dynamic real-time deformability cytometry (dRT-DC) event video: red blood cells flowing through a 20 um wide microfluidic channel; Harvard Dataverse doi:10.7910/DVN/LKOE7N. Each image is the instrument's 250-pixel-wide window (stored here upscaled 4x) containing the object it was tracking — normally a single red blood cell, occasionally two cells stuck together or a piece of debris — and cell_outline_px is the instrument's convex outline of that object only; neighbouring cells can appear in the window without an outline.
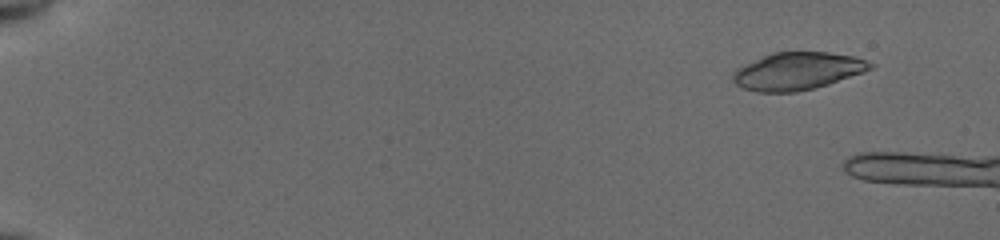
{"species": "common noctule bat (a hibernating species)", "species_latin": "Nyctalus noctula", "temperature_condition": "cold", "stored_images_in_passage": 17, "camera_frame_rate_fps": 3000, "um_per_image_px": 0.085, "animal": {"sex": "female", "body_mass_g": 19.5, "forearm_length_mm": 54.1}, "frame": {"image": 1, "passage_image": 6, "time_ms": 1.667, "image_size_px": [1000, 240], "cell_outline_px": [[876, 64], [872, 68], [864, 72], [828, 84], [796, 92], [756, 92], [744, 88], [736, 84], [732, 80], [732, 76], [736, 68], [772, 52], [828, 52], [852, 56]], "centroid_in_image_um": [67.77, 6.04], "position_along_channel_um": 17.2, "area_um2": 29.82}}